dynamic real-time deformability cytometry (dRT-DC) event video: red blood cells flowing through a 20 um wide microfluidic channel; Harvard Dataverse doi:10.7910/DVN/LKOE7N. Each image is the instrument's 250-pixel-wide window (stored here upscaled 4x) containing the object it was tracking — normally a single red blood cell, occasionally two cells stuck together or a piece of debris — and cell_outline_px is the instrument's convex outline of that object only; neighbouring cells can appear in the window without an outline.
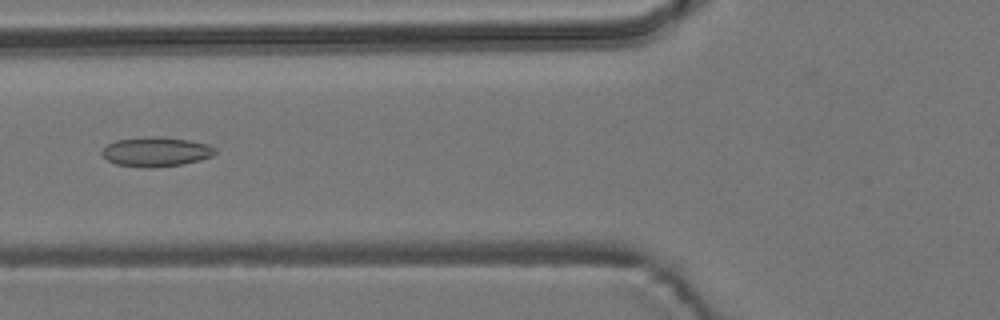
{"species": "common noctule bat (a hibernating species)", "species_latin": "Nyctalus noctula", "temperature_condition": "room temperature", "stored_images_in_passage": 5, "camera_frame_rate_fps": 3000, "um_per_image_px": 0.085, "animal": {"sex": "male", "body_mass_g": 19.2, "forearm_length_mm": 51.8}, "frame": {"image": 1, "passage_image": 5, "time_ms": 5.667, "image_size_px": [1000, 320], "cell_outline_px": [[216, 152], [212, 156], [200, 160], [180, 164], [156, 168], [148, 168], [116, 164], [108, 160], [100, 152], [108, 144], [116, 140], [144, 136], [160, 136], [188, 140], [208, 144], [216, 148]], "centroid_in_image_um": [13.26, 12.89], "position_along_channel_um": 112.5, "area_um2": 19.54}}